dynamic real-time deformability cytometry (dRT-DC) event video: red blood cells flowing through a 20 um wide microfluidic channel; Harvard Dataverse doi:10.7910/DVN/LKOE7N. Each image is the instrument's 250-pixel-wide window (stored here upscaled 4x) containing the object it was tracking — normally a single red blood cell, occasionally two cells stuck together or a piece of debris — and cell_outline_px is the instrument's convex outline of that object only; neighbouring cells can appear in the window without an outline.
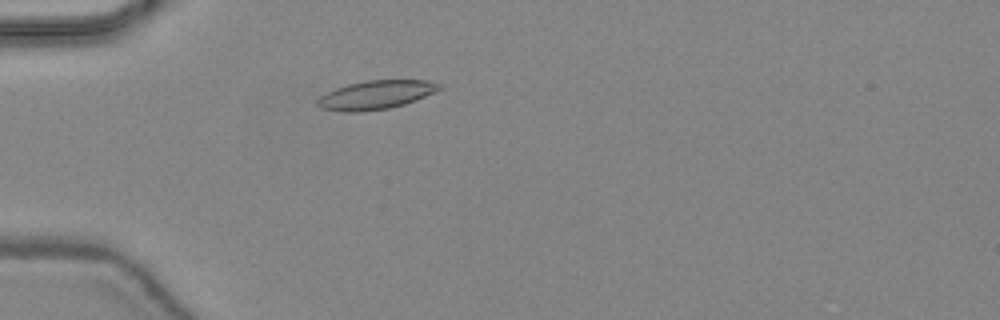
{"species": "common noctule bat (a hibernating species)", "species_latin": "Nyctalus noctula", "temperature_condition": "warm", "stored_images_in_passage": 42, "camera_frame_rate_fps": 3000, "um_per_image_px": 0.085, "animal": {"sex": "female", "body_mass_g": 24.6, "forearm_length_mm": 56.2}, "frame": {"image": 1, "passage_image": 9, "time_ms": 2.667, "image_size_px": [1000, 320], "cell_outline_px": [[444, 88], [416, 100], [404, 104], [388, 108], [360, 112], [344, 112], [320, 108], [316, 104], [316, 100], [320, 96], [336, 88], [348, 84], [364, 80], [428, 80], [440, 84]], "centroid_in_image_um": [31.95, 8.06], "position_along_channel_um": 53.1, "area_um2": 20.46}}
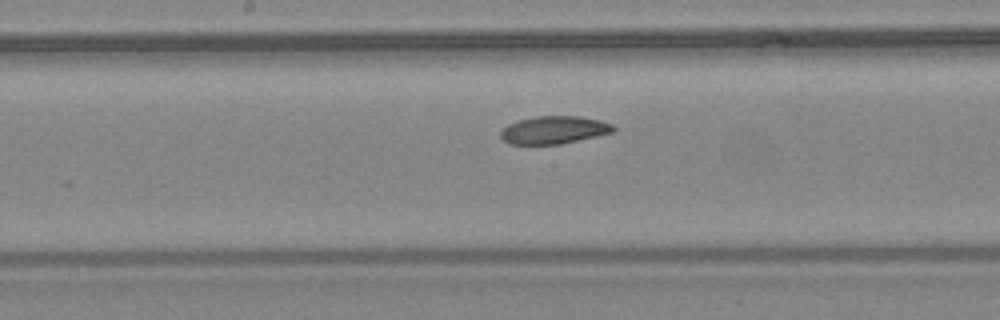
{"frame": {"image": 2, "passage_image": 20, "time_ms": 6.333, "image_size_px": [1000, 320], "cell_outline_px": [[616, 128], [612, 132], [596, 136], [560, 144], [508, 144], [500, 136], [500, 132], [508, 124], [520, 120], [536, 116], [576, 116], [600, 120], [612, 124]], "centroid_in_image_um": [47.07, 11.05], "position_along_channel_um": 201.1, "area_um2": 18.03}}
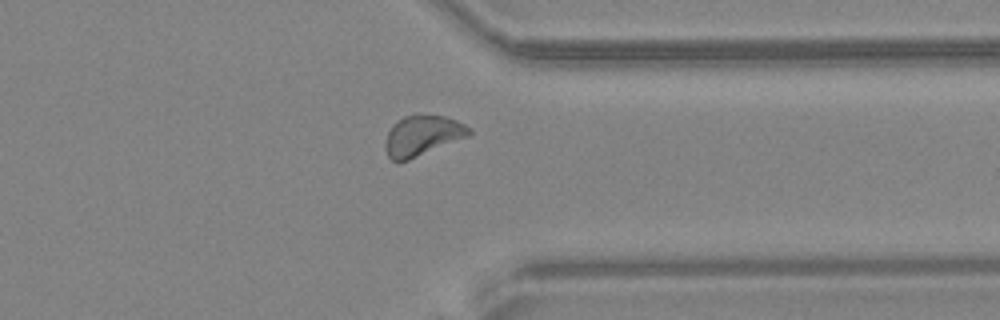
{"frame": {"image": 3, "passage_image": 32, "time_ms": 10.333, "image_size_px": [1000, 320], "cell_outline_px": [[472, 132], [468, 136], [408, 160], [396, 164], [388, 156], [384, 148], [384, 144], [388, 132], [392, 124], [396, 120], [404, 116], [444, 116], [456, 120], [472, 128]], "centroid_in_image_um": [35.86, 11.55], "position_along_channel_um": 375.5, "area_um2": 19.59}, "authors_computed_cell_mechanics": {"area_um2": 19.5364, "velocity_mm_per_s": 4.4151, "shape_relaxation_time_tau1_ms": 4.453, "shape_relaxation_time_tau2_ms": null, "deformation_change_tau1": 0.0949, "deformation_change_tau2": null}}